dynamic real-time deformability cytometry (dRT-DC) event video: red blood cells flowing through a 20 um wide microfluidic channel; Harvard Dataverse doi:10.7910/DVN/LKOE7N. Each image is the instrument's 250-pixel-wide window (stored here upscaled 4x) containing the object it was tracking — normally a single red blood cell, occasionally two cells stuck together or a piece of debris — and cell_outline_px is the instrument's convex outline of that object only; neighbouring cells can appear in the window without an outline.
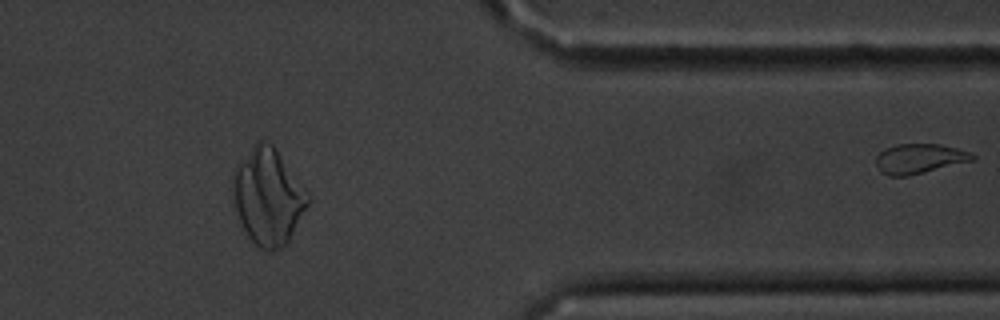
{"species": "common noctule bat (a hibernating species)", "species_latin": "Nyctalus noctula", "temperature_condition": "cold", "stored_images_in_passage": 49, "camera_frame_rate_fps": 3000, "um_per_image_px": 0.085, "animal": {"sex": "male", "body_mass_g": 20.1, "forearm_length_mm": 53.5}, "frame": {"image": 1, "passage_image": 49, "time_ms": 16.0, "image_size_px": [1000, 320], "cell_outline_px": [[976, 156], [972, 160], [908, 176], [888, 176], [880, 172], [876, 168], [876, 156], [884, 148], [896, 144], [940, 144], [956, 148], [968, 152]], "centroid_in_image_um": [78.07, 13.48], "position_along_channel_um": 333.3, "area_um2": 16.65}}